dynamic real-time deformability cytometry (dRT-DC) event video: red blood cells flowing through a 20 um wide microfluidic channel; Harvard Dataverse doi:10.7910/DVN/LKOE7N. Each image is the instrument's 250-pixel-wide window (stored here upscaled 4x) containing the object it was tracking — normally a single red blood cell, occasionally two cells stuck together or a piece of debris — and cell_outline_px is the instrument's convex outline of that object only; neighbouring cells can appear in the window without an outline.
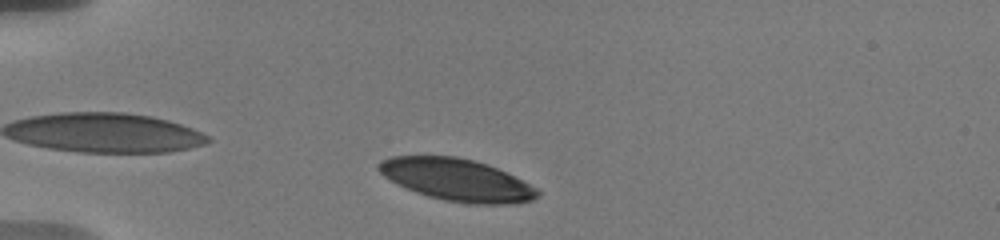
{"species": "human", "species_latin": "Homo sapiens", "temperature_condition": "warm", "stored_images_in_passage": 9, "camera_frame_rate_fps": 3000, "um_per_image_px": 0.085, "donor": {"sex": "male"}, "frame": {"image": 1, "passage_image": 4, "time_ms": 1.333, "image_size_px": [1000, 240], "cell_outline_px": [[540, 196], [532, 200], [516, 204], [468, 204], [444, 200], [428, 196], [416, 192], [384, 176], [376, 168], [376, 164], [380, 160], [392, 156], [456, 156], [488, 164], [536, 188], [540, 192]], "centroid_in_image_um": [38.82, 15.29], "position_along_channel_um": 46.2, "area_um2": 38.73}}
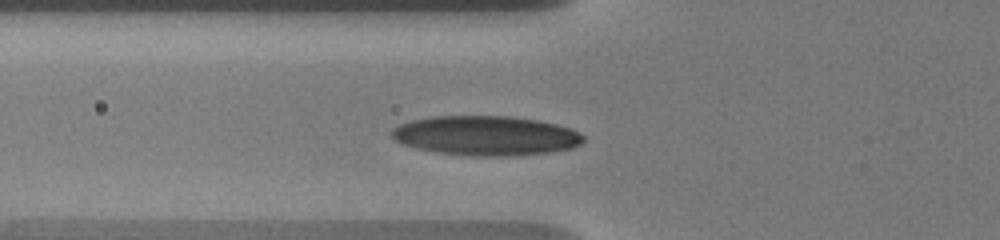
{"frame": {"image": 2, "passage_image": 8, "time_ms": 3.333, "image_size_px": [1000, 240], "cell_outline_px": [[584, 140], [580, 144], [572, 148], [552, 152], [516, 156], [472, 156], [436, 152], [416, 148], [404, 144], [396, 140], [388, 132], [392, 128], [400, 124], [412, 120], [432, 116], [508, 116], [536, 120], [556, 124], [580, 132], [584, 136]], "centroid_in_image_um": [41.29, 11.54], "position_along_channel_um": 84.5, "area_um2": 44.39}}